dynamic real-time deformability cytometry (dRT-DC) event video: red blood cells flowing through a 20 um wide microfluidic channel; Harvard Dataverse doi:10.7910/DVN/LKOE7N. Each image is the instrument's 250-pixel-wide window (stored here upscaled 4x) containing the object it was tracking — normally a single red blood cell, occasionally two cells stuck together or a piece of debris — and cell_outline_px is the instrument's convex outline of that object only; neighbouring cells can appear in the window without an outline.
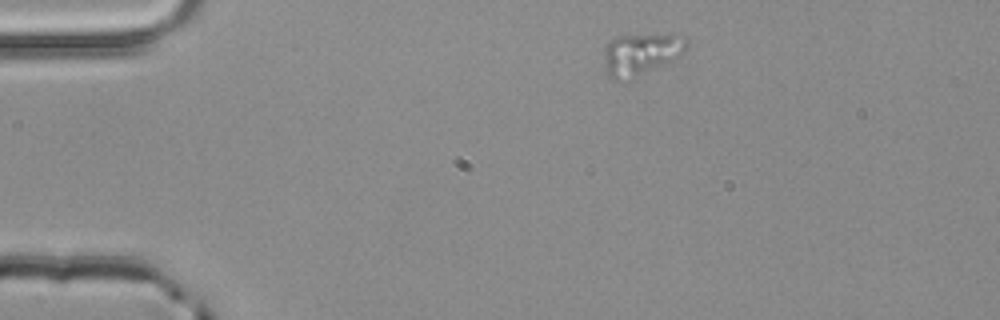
{"species": "common noctule bat (a hibernating species)", "species_latin": "Nyctalus noctula", "temperature_condition": "room temperature", "stored_images_in_passage": 3, "camera_frame_rate_fps": 3000, "um_per_image_px": 0.085, "animal": {"sex": "male", "body_mass_g": 20.4}, "frame": {"image": 1, "passage_image": 1, "time_ms": 0.0, "image_size_px": [1000, 320], "cell_outline_px": [[688, 40], [684, 48], [672, 60], [632, 80], [608, 76], [604, 64], [604, 48], [616, 36], [684, 36]], "centroid_in_image_um": [54.42, 4.62], "position_along_channel_um": 30.6, "area_um2": 19.31}}